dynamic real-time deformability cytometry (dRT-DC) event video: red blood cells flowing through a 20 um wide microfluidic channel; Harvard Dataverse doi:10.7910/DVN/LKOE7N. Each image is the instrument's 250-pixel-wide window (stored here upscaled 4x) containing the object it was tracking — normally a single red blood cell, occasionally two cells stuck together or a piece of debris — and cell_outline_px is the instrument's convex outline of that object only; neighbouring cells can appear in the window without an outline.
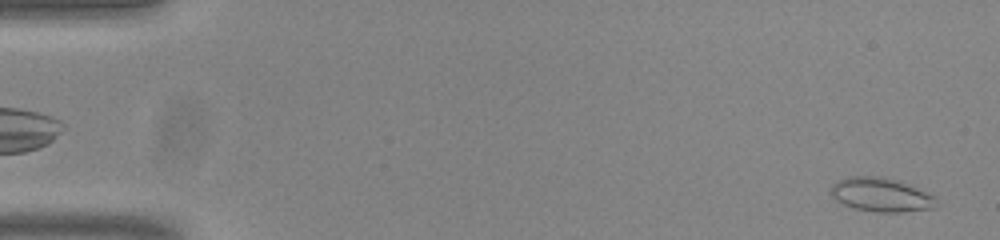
{"species": "common noctule bat (a hibernating species)", "species_latin": "Nyctalus noctula", "temperature_condition": "room temperature", "stored_images_in_passage": 54, "camera_frame_rate_fps": 3000, "um_per_image_px": 0.085, "animal": {"sex": "male", "body_mass_g": 20.0, "forearm_length_mm": 53.3}, "frame": {"image": 1, "passage_image": 3, "time_ms": 0.667, "image_size_px": [1000, 240], "cell_outline_px": [[940, 204], [932, 208], [904, 212], [876, 212], [852, 208], [836, 200], [828, 192], [832, 184], [848, 176], [884, 176], [908, 184], [936, 196]], "centroid_in_image_um": [74.9, 16.56], "position_along_channel_um": 10.1, "area_um2": 21.15}}
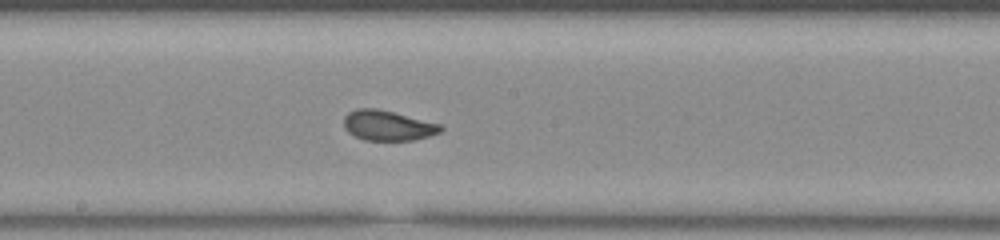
{"frame": {"image": 2, "passage_image": 30, "time_ms": 9.667, "image_size_px": [1000, 240], "cell_outline_px": [[444, 128], [440, 132], [428, 136], [412, 140], [364, 140], [348, 132], [344, 128], [344, 116], [348, 112], [356, 108], [376, 108], [440, 124]], "centroid_in_image_um": [32.92, 10.66], "position_along_channel_um": 215.3, "area_um2": 16.82}}
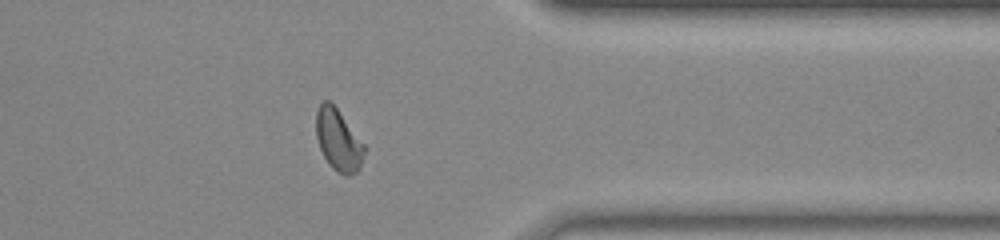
{"frame": {"image": 3, "passage_image": 44, "time_ms": 14.333, "image_size_px": [1000, 240], "cell_outline_px": [[364, 152], [360, 168], [356, 172], [348, 176], [344, 176], [332, 168], [324, 156], [320, 148], [316, 136], [316, 112], [320, 104], [324, 100], [328, 100], [336, 108], [364, 144]], "centroid_in_image_um": [28.75, 11.93], "position_along_channel_um": 382.7, "area_um2": 16.99}, "authors_computed_cell_mechanics": {"area_um2": 17.2244, "velocity_mm_per_s": 3.8194, "shape_relaxation_time_tau1_ms": 7.8323, "shape_relaxation_time_tau2_ms": 0.9429, "deformation_change_tau1": 0.1764, "deformation_change_tau2": 0.0568}}